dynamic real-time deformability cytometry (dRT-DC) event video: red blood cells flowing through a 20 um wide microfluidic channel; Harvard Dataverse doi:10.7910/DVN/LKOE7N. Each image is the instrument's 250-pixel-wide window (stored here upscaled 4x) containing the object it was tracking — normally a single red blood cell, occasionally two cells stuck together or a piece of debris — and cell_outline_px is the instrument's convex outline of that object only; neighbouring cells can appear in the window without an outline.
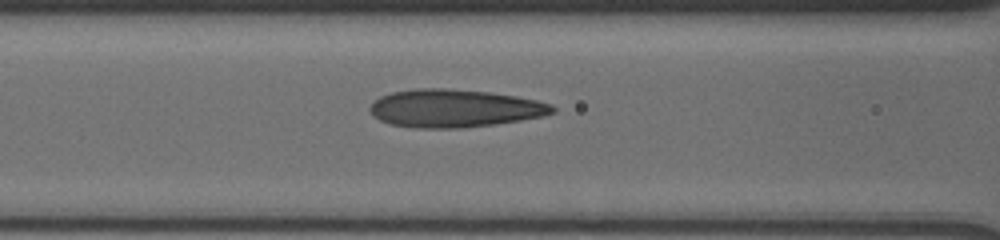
{"species": "human", "species_latin": "Homo sapiens", "temperature_condition": "cold", "stored_images_in_passage": 57, "camera_frame_rate_fps": 3000, "um_per_image_px": 0.085, "donor": {"sex": "male"}, "frame": {"image": 1, "passage_image": 27, "time_ms": 7.333, "image_size_px": [1000, 240], "cell_outline_px": [[556, 112], [544, 116], [520, 120], [492, 124], [460, 128], [416, 128], [392, 124], [380, 120], [372, 116], [368, 108], [380, 96], [392, 92], [416, 88], [448, 88], [488, 92], [516, 96], [536, 100], [552, 104], [556, 108]], "centroid_in_image_um": [38.63, 9.2], "position_along_channel_um": 128.0, "area_um2": 40.34}}
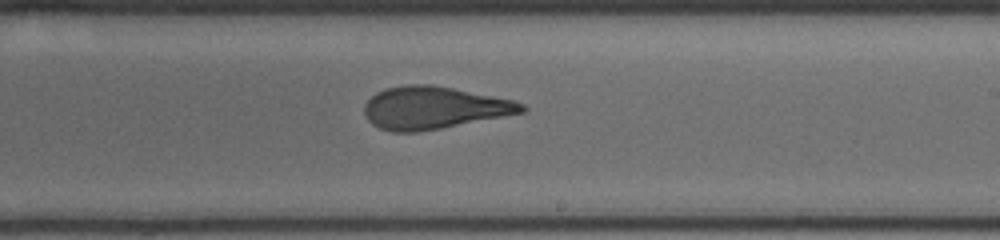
{"frame": {"image": 2, "passage_image": 39, "time_ms": 10.667, "image_size_px": [1000, 240], "cell_outline_px": [[528, 108], [524, 112], [440, 128], [416, 132], [392, 132], [380, 128], [372, 124], [368, 120], [364, 112], [364, 104], [376, 92], [384, 88], [404, 84], [432, 84], [512, 100], [524, 104]], "centroid_in_image_um": [36.82, 9.15], "position_along_channel_um": 252.2, "area_um2": 38.67}}
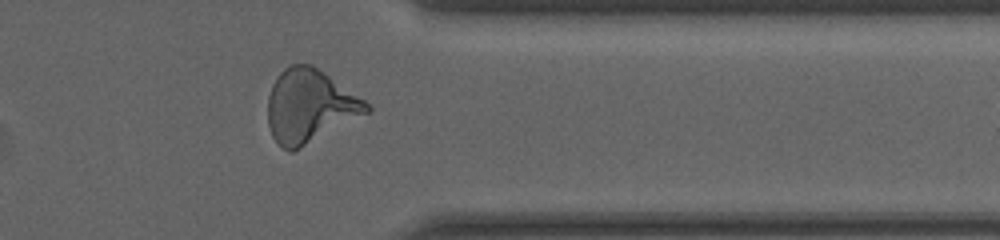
{"frame": {"image": 3, "passage_image": 53, "time_ms": 14.333, "image_size_px": [1000, 240], "cell_outline_px": [[372, 108], [368, 112], [300, 148], [292, 152], [288, 152], [272, 136], [268, 124], [268, 96], [272, 84], [276, 76], [284, 68], [292, 64], [312, 64], [324, 72], [364, 100]], "centroid_in_image_um": [26.29, 9.0], "position_along_channel_um": 385.1, "area_um2": 41.62}}